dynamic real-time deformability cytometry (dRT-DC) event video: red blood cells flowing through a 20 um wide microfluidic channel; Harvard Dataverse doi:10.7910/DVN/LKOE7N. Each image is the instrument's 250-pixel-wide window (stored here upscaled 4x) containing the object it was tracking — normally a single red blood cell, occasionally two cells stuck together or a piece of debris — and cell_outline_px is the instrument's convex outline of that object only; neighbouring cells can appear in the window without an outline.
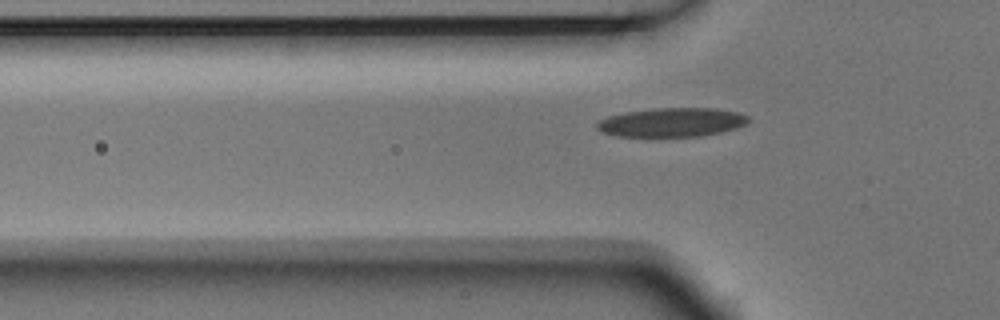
{"species": "Egyptian fruit bat (a non-hibernating species)", "species_latin": "Rousettus aegyptiacus", "temperature_condition": "room temperature", "stored_images_in_passage": 6, "segment_of_instrument_passage": [2, 2], "camera_frame_rate_fps": 3000, "um_per_image_px": 0.085, "animal": {"sex": "male"}, "frame": {"image": 1, "passage_image": 6, "time_ms": 1.667, "image_size_px": [1000, 320], "cell_outline_px": [[748, 120], [744, 124], [736, 128], [720, 132], [700, 136], [616, 136], [600, 132], [596, 128], [596, 124], [600, 120], [608, 116], [624, 112], [656, 108], [716, 108], [736, 112], [748, 116]], "centroid_in_image_um": [57.05, 10.39], "position_along_channel_um": 68.7, "area_um2": 25.43}}